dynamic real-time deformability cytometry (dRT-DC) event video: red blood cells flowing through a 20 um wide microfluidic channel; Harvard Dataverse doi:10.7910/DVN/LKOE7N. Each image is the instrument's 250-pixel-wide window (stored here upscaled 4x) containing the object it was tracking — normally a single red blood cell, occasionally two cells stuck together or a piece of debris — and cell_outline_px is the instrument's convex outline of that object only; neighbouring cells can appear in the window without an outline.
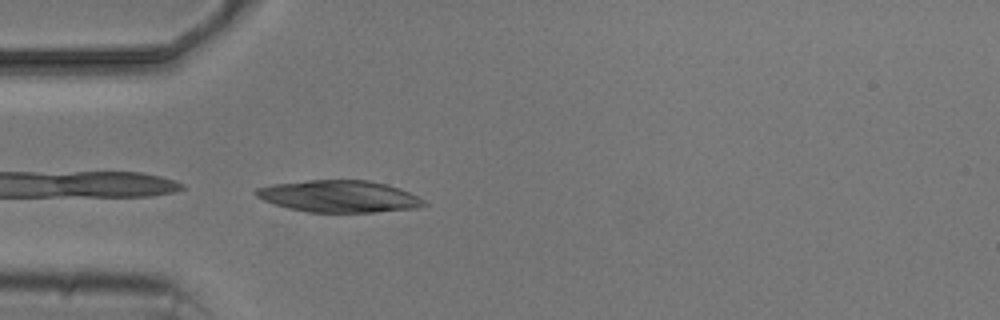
{"species": "common noctule bat (a hibernating species)", "species_latin": "Nyctalus noctula", "temperature_condition": "cold", "stored_images_in_passage": 4, "camera_frame_rate_fps": 3000, "um_per_image_px": 0.085, "animal": {"sex": "male", "body_mass_g": 20.5, "forearm_length_mm": 52.5}, "frame": {"image": 1, "passage_image": 4, "time_ms": 3.667, "image_size_px": [1000, 320], "cell_outline_px": [[428, 204], [416, 208], [376, 212], [308, 212], [288, 208], [272, 204], [256, 196], [252, 192], [256, 188], [272, 184], [308, 180], [368, 180], [388, 184], [400, 188], [424, 200]], "centroid_in_image_um": [28.79, 16.68], "position_along_channel_um": 56.2, "area_um2": 31.33}}